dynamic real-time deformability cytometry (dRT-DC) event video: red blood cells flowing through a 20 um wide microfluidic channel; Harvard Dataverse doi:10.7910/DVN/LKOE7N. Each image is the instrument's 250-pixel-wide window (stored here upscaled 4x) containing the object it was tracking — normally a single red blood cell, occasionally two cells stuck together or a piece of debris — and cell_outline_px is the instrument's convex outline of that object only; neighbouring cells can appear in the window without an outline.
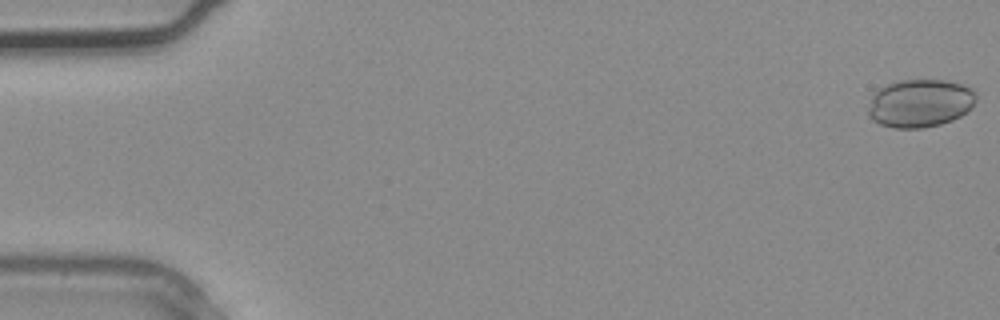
{"species": "common noctule bat (a hibernating species)", "species_latin": "Nyctalus noctula", "temperature_condition": "warm", "stored_images_in_passage": 3, "camera_frame_rate_fps": 3000, "um_per_image_px": 0.085, "animal": {"sex": "male", "body_mass_g": 20.4}, "frame": {"image": 1, "passage_image": 1, "time_ms": 0.0, "image_size_px": [1000, 320], "cell_outline_px": [[976, 100], [972, 108], [968, 112], [952, 120], [940, 124], [924, 128], [892, 128], [880, 124], [872, 120], [868, 116], [868, 108], [872, 96], [880, 88], [888, 84], [900, 80], [948, 80], [968, 84], [976, 92]], "centroid_in_image_um": [78.25, 8.77], "position_along_channel_um": 6.8, "area_um2": 30.69}}